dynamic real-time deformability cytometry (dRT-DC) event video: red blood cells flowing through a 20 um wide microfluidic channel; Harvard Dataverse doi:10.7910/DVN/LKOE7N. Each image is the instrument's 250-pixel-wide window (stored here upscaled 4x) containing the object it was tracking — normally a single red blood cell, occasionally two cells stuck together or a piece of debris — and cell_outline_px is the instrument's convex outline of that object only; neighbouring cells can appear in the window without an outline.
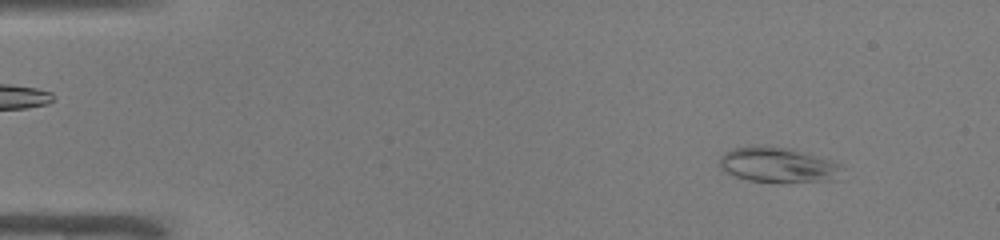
{"species": "common noctule bat (a hibernating species)", "species_latin": "Nyctalus noctula", "temperature_condition": "warm", "stored_images_in_passage": 49, "camera_frame_rate_fps": 3000, "um_per_image_px": 0.085, "animal": {"sex": "male", "body_mass_g": 19.0, "forearm_length_mm": 50.8}, "frame": {"image": 1, "passage_image": 5, "time_ms": 1.333, "image_size_px": [1000, 240], "cell_outline_px": [[844, 168], [836, 180], [748, 180], [736, 176], [728, 172], [720, 164], [720, 156], [724, 152], [732, 148], [756, 144], [792, 148], [832, 160], [840, 164]], "centroid_in_image_um": [66.14, 13.95], "position_along_channel_um": 18.9, "area_um2": 24.62}}
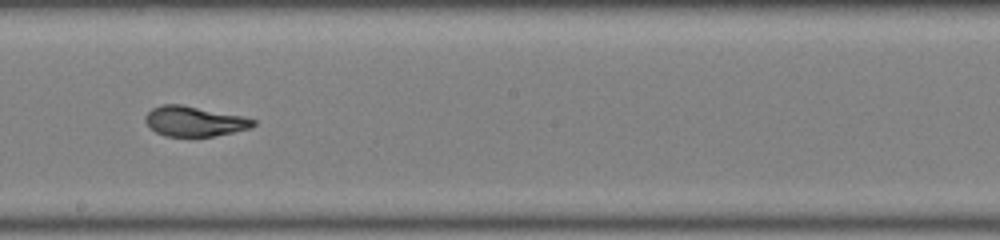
{"frame": {"image": 2, "passage_image": 28, "time_ms": 9.0, "image_size_px": [1000, 240], "cell_outline_px": [[256, 124], [252, 128], [212, 136], [164, 136], [156, 132], [144, 120], [144, 116], [152, 108], [160, 104], [180, 104], [244, 116], [256, 120]], "centroid_in_image_um": [16.53, 10.3], "position_along_channel_um": 231.7, "area_um2": 18.9}}
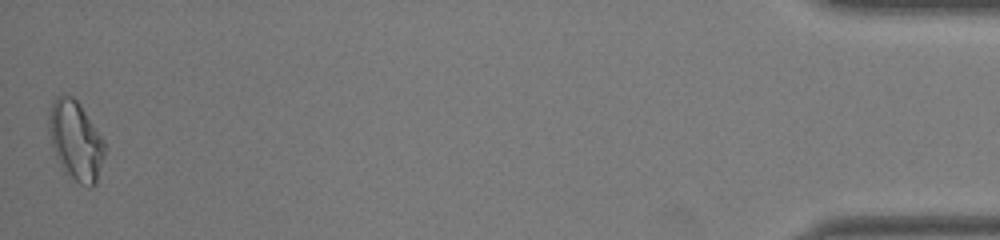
{"frame": {"image": 3, "passage_image": 49, "time_ms": 16.0, "image_size_px": [1000, 240], "cell_outline_px": [[104, 156], [96, 184], [88, 188], [80, 184], [64, 172], [52, 148], [48, 132], [48, 108], [52, 100], [56, 96], [72, 96], [80, 104], [104, 140]], "centroid_in_image_um": [6.4, 11.95], "position_along_channel_um": 428.8, "area_um2": 25.95}, "authors_computed_cell_mechanics": {"area_um2": 20.2878, "velocity_mm_per_s": 4.0711, "shape_relaxation_time_tau1_ms": 4.816, "shape_relaxation_time_tau2_ms": 1.3728, "deformation_change_tau1": 0.2282, "deformation_change_tau2": 0.067}}